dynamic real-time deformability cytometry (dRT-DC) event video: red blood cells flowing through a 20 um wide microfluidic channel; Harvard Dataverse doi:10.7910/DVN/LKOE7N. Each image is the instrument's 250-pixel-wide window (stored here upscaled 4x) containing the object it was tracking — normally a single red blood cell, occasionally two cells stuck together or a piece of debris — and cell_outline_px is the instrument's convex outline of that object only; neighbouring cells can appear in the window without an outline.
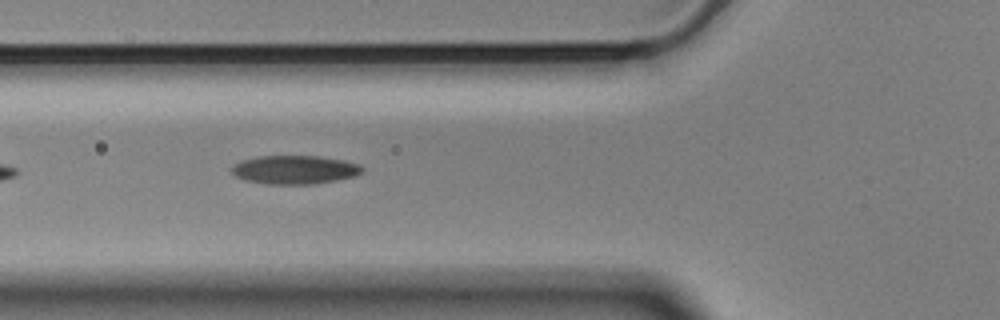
{"species": "Egyptian fruit bat (a non-hibernating species)", "species_latin": "Rousettus aegyptiacus", "temperature_condition": "cold", "stored_images_in_passage": 12, "camera_frame_rate_fps": 3000, "um_per_image_px": 0.085, "animal": {"sex": "male"}, "frame": {"image": 1, "passage_image": 6, "time_ms": 1.667, "image_size_px": [1000, 320], "cell_outline_px": [[364, 172], [356, 176], [312, 184], [268, 184], [244, 180], [236, 176], [232, 172], [232, 168], [236, 164], [244, 160], [260, 156], [320, 156], [344, 160], [360, 164], [364, 168]], "centroid_in_image_um": [25.11, 14.42], "position_along_channel_um": 100.7, "area_um2": 21.68}}
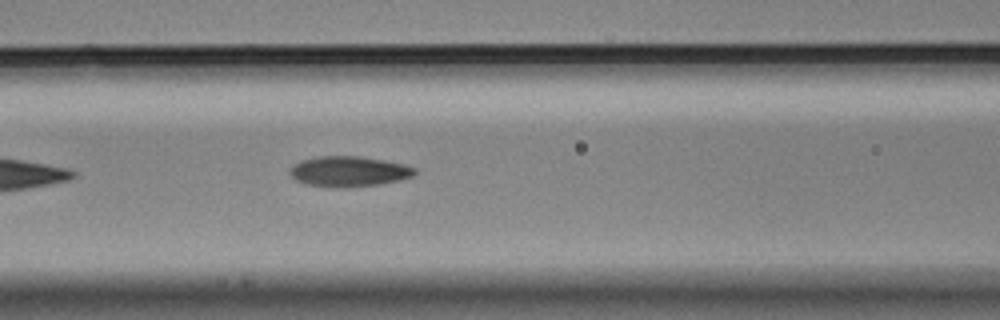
{"frame": {"image": 2, "passage_image": 9, "time_ms": 2.667, "image_size_px": [1000, 320], "cell_outline_px": [[416, 172], [412, 176], [400, 180], [380, 184], [348, 188], [340, 188], [304, 184], [296, 180], [288, 172], [300, 160], [320, 156], [360, 156], [384, 160], [404, 164], [416, 168]], "centroid_in_image_um": [29.66, 14.58], "position_along_channel_um": 136.9, "area_um2": 22.2}}